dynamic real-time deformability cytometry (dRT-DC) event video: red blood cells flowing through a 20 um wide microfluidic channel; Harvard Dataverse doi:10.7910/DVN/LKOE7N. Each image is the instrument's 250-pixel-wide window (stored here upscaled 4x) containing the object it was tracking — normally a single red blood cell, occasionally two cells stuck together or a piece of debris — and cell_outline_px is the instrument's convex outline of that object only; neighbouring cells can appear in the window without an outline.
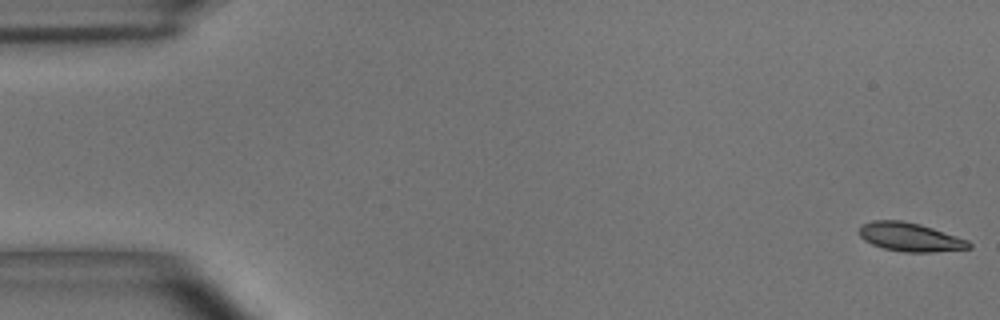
{"species": "common noctule bat (a hibernating species)", "species_latin": "Nyctalus noctula", "temperature_condition": "room temperature", "stored_images_in_passage": 5, "camera_frame_rate_fps": 3000, "um_per_image_px": 0.085, "animal": {"sex": "male", "body_mass_g": 15.6}, "frame": {"image": 1, "passage_image": 1, "time_ms": 0.0, "image_size_px": [1000, 320], "cell_outline_px": [[972, 248], [932, 252], [904, 252], [884, 248], [872, 244], [864, 240], [860, 236], [860, 228], [864, 224], [872, 220], [900, 220], [920, 224], [968, 240], [972, 244]], "centroid_in_image_um": [77.37, 20.15], "position_along_channel_um": 7.6, "area_um2": 18.15}}
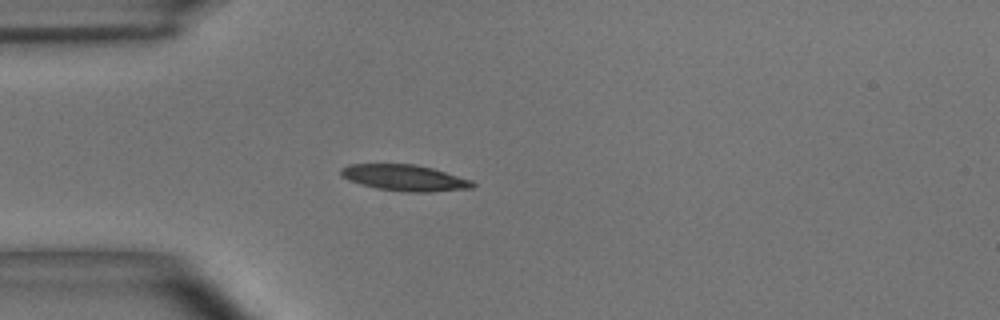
{"frame": {"image": 2, "passage_image": 5, "time_ms": 1.333, "image_size_px": [1000, 320], "cell_outline_px": [[476, 184], [472, 188], [428, 192], [408, 192], [376, 188], [360, 184], [348, 180], [340, 176], [340, 168], [348, 164], [416, 164], [432, 168], [472, 180]], "centroid_in_image_um": [34.36, 15.11], "position_along_channel_um": 50.6, "area_um2": 20.11}}